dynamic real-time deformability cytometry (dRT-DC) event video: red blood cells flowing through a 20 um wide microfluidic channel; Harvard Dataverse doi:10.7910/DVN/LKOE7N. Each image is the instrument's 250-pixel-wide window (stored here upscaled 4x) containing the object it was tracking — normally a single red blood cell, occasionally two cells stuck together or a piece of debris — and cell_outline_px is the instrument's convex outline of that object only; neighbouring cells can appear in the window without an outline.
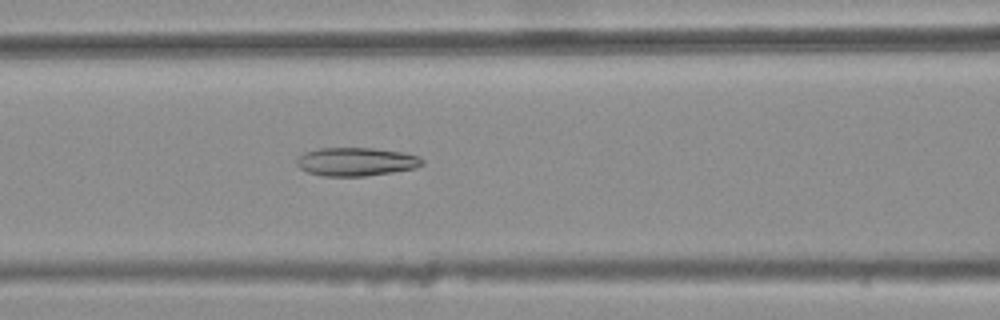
{"species": "common noctule bat (a hibernating species)", "species_latin": "Nyctalus noctula", "temperature_condition": "warm", "stored_images_in_passage": 34, "camera_frame_rate_fps": 3000, "um_per_image_px": 0.085, "animal": {"sex": "female", "body_mass_g": 25.1}, "frame": {"image": 1, "passage_image": 18, "time_ms": 5.667, "image_size_px": [1000, 320], "cell_outline_px": [[424, 164], [416, 168], [392, 172], [364, 176], [324, 176], [308, 172], [300, 168], [296, 164], [296, 160], [304, 152], [320, 148], [372, 148], [400, 152], [416, 156], [424, 160]], "centroid_in_image_um": [30.25, 13.75], "position_along_channel_um": 136.3, "area_um2": 20.63}}
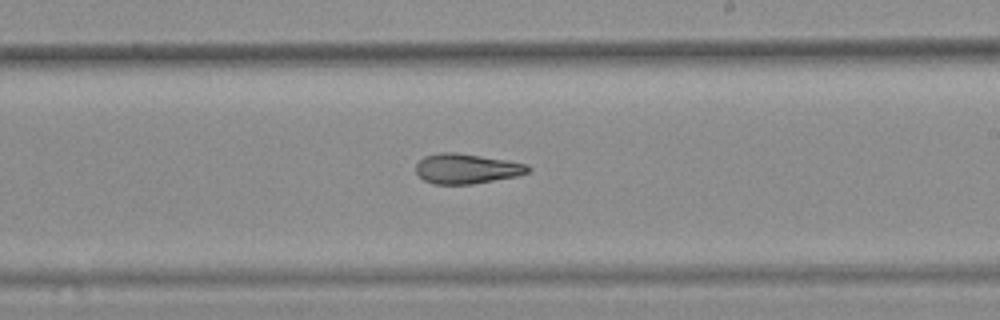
{"frame": {"image": 2, "passage_image": 27, "time_ms": 8.667, "image_size_px": [1000, 320], "cell_outline_px": [[532, 168], [528, 172], [516, 176], [472, 184], [432, 184], [424, 180], [416, 172], [416, 164], [424, 156], [440, 152], [456, 152], [528, 164]], "centroid_in_image_um": [39.64, 14.34], "position_along_channel_um": 249.4, "area_um2": 19.48}}
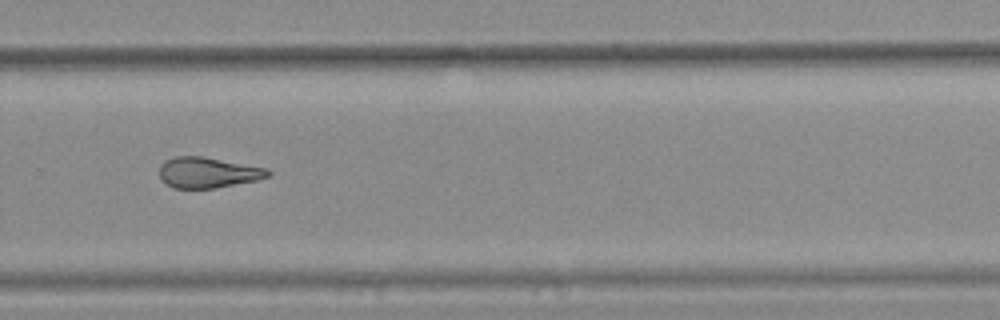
{"frame": {"image": 3, "passage_image": 32, "time_ms": 10.333, "image_size_px": [1000, 320], "cell_outline_px": [[272, 172], [268, 176], [256, 180], [216, 188], [172, 188], [160, 180], [160, 164], [164, 160], [176, 156], [200, 156], [268, 168]], "centroid_in_image_um": [17.64, 14.67], "position_along_channel_um": 312.2, "area_um2": 19.42}}